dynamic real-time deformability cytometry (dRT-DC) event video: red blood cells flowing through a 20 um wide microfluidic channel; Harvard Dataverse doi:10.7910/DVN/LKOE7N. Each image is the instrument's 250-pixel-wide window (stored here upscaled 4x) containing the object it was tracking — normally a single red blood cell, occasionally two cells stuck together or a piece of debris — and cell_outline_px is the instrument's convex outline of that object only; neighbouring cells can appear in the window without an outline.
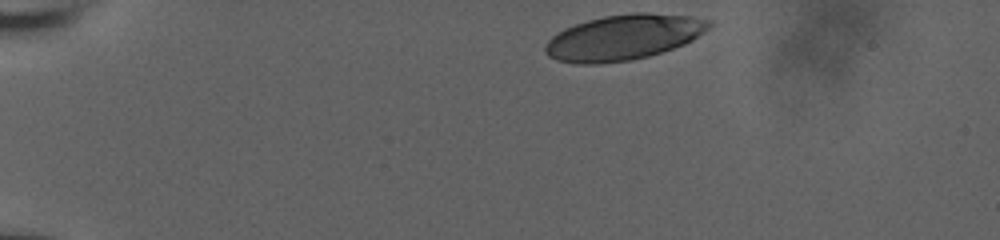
{"species": "human", "species_latin": "Homo sapiens", "temperature_condition": "room temperature", "stored_images_in_passage": 38, "camera_frame_rate_fps": 3000, "um_per_image_px": 0.085, "donor": {"sex": "male"}, "frame": {"image": 1, "passage_image": 1, "time_ms": 0.0, "image_size_px": [1000, 240], "cell_outline_px": [[708, 24], [696, 36], [672, 48], [648, 56], [628, 60], [560, 60], [548, 56], [544, 48], [548, 40], [552, 36], [576, 24], [588, 20], [608, 16], [684, 16]], "centroid_in_image_um": [52.87, 3.19], "position_along_channel_um": 32.1, "area_um2": 38.96}}
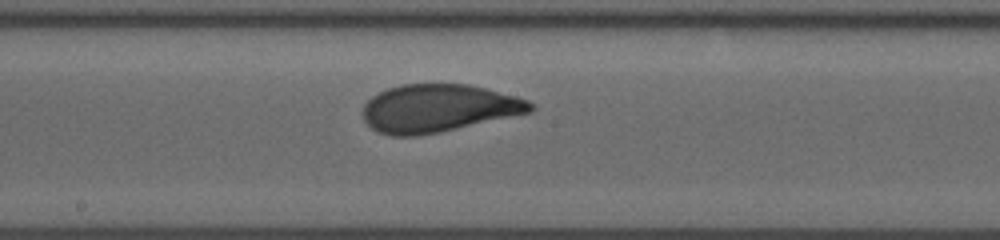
{"frame": {"image": 2, "passage_image": 22, "time_ms": 7.0, "image_size_px": [1000, 240], "cell_outline_px": [[532, 108], [528, 112], [436, 132], [408, 136], [396, 136], [380, 132], [372, 128], [364, 120], [364, 104], [372, 96], [388, 88], [404, 84], [464, 84], [484, 88], [528, 100], [532, 104]], "centroid_in_image_um": [37.19, 9.18], "position_along_channel_um": 211.0, "area_um2": 45.32}}
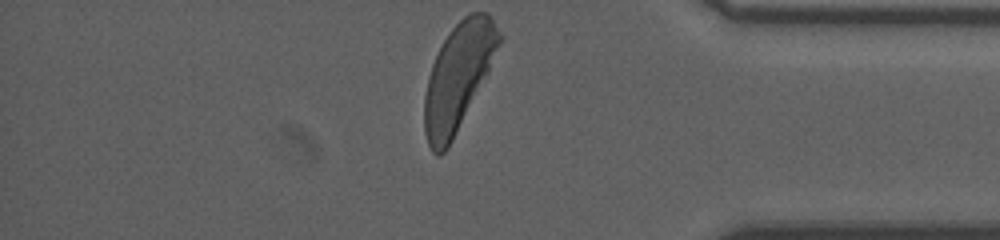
{"frame": {"image": 3, "passage_image": 38, "time_ms": 12.333, "image_size_px": [1000, 240], "cell_outline_px": [[500, 40], [488, 72], [452, 140], [444, 152], [432, 152], [428, 144], [424, 132], [424, 96], [432, 64], [444, 40], [452, 28], [464, 16], [472, 12], [484, 12], [492, 20], [500, 36]], "centroid_in_image_um": [38.91, 6.54], "position_along_channel_um": 396.3, "area_um2": 44.91}, "authors_computed_cell_mechanics": {"area_um2": 44.7083, "velocity_mm_per_s": 3.8128, "shape_relaxation_time_tau1_ms": 3.7201, "shape_relaxation_time_tau2_ms": null, "deformation_change_tau1": 0.1699, "deformation_change_tau2": null}}